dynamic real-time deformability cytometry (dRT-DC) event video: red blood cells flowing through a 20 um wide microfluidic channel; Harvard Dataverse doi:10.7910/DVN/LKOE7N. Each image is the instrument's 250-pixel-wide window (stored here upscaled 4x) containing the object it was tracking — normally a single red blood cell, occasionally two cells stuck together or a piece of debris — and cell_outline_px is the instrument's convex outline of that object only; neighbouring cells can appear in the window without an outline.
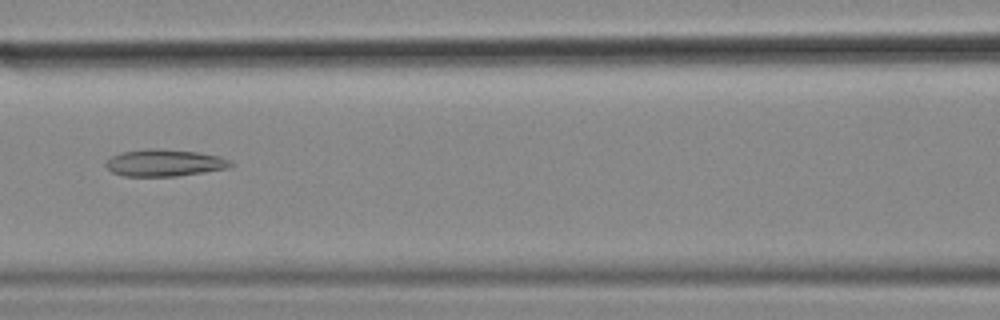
{"species": "common noctule bat (a hibernating species)", "species_latin": "Nyctalus noctula", "temperature_condition": "cold", "stored_images_in_passage": 56, "camera_frame_rate_fps": 3000, "um_per_image_px": 0.085, "animal": {"sex": "female", "body_mass_g": 18.4}, "frame": {"image": 1, "passage_image": 25, "time_ms": 8.0, "image_size_px": [1000, 320], "cell_outline_px": [[232, 164], [228, 168], [204, 172], [176, 176], [124, 176], [112, 172], [104, 164], [104, 160], [120, 152], [148, 148], [160, 148], [200, 152], [220, 156], [232, 160]], "centroid_in_image_um": [13.97, 13.83], "position_along_channel_um": 152.6, "area_um2": 19.88}, "authors_computed_cell_mechanics": {"area_um2": 23.2067, "velocity_mm_per_s": 3.5517, "shape_relaxation_time_tau1_ms": null, "shape_relaxation_time_tau2_ms": 5.7511, "deformation_change_tau1": null, "deformation_change_tau2": 0.1596}}